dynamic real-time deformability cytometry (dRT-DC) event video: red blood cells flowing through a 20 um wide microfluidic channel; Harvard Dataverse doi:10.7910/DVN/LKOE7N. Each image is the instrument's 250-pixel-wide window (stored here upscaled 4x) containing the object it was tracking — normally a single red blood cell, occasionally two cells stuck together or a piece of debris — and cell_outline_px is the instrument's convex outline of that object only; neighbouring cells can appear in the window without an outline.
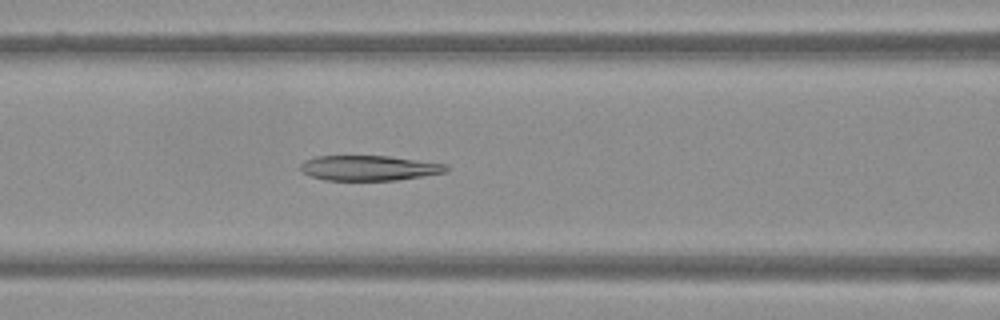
{"species": "Egyptian fruit bat (a non-hibernating species)", "species_latin": "Rousettus aegyptiacus", "temperature_condition": "warm", "stored_images_in_passage": 51, "camera_frame_rate_fps": 3000, "um_per_image_px": 0.085, "frame": {"image": 1, "passage_image": 21, "time_ms": 6.667, "image_size_px": [1000, 320], "cell_outline_px": [[452, 168], [448, 172], [396, 180], [324, 180], [308, 176], [300, 172], [300, 164], [304, 160], [316, 156], [388, 156], [448, 164]], "centroid_in_image_um": [31.37, 14.28], "position_along_channel_um": 135.2, "area_um2": 21.62}}
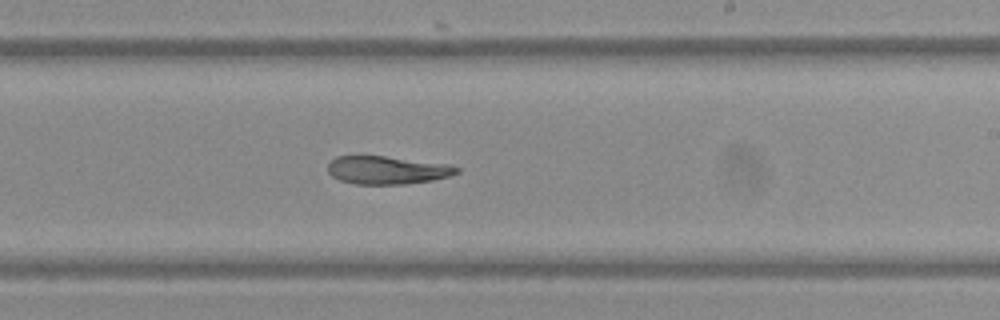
{"frame": {"image": 2, "passage_image": 30, "time_ms": 9.667, "image_size_px": [1000, 320], "cell_outline_px": [[460, 172], [448, 176], [432, 180], [404, 184], [356, 184], [340, 180], [332, 176], [328, 172], [328, 164], [336, 156], [384, 156], [448, 164], [460, 168]], "centroid_in_image_um": [32.9, 14.46], "position_along_channel_um": 256.1, "area_um2": 20.92}}
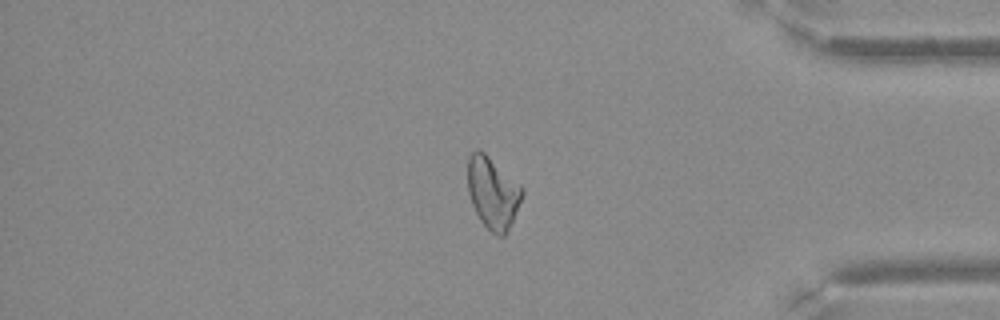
{"frame": {"image": 3, "passage_image": 42, "time_ms": 13.667, "image_size_px": [1000, 320], "cell_outline_px": [[524, 192], [512, 220], [504, 236], [496, 236], [480, 220], [472, 204], [468, 192], [468, 156], [476, 148], [480, 148], [520, 184], [524, 188]], "centroid_in_image_um": [41.87, 16.34], "position_along_channel_um": 393.3, "area_um2": 22.6}}